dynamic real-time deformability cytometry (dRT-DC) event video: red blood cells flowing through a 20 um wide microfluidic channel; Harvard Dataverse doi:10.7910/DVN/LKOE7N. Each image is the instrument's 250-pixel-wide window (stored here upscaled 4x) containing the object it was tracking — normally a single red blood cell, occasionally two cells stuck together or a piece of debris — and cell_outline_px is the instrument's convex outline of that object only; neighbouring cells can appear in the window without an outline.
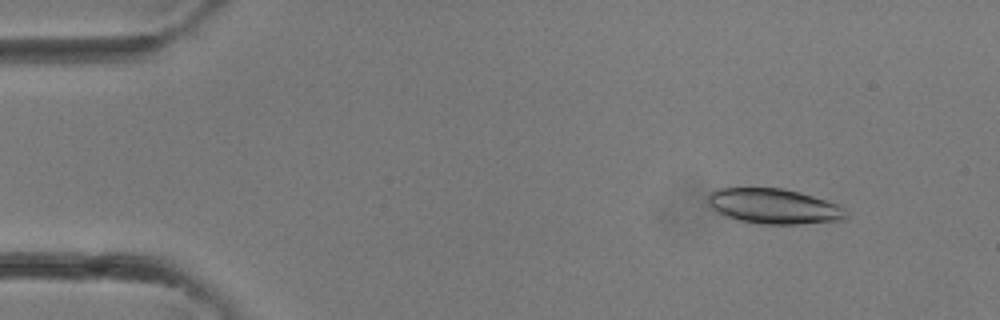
{"species": "common noctule bat (a hibernating species)", "species_latin": "Nyctalus noctula", "temperature_condition": "room temperature", "stored_images_in_passage": 24, "camera_frame_rate_fps": 3000, "um_per_image_px": 0.085, "animal": {"sex": "female"}, "frame": {"image": 1, "passage_image": 4, "time_ms": 1.0, "image_size_px": [1000, 320], "cell_outline_px": [[848, 216], [844, 220], [800, 224], [760, 224], [736, 220], [724, 216], [716, 212], [708, 204], [708, 196], [716, 188], [784, 188], [800, 192], [840, 204], [848, 212]], "centroid_in_image_um": [65.8, 17.54], "position_along_channel_um": 19.2, "area_um2": 28.73}}
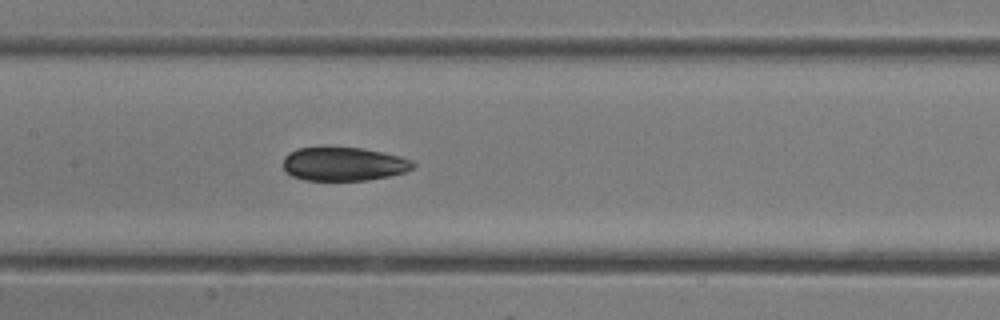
{"frame": {"image": 2, "passage_image": 16, "time_ms": 5.0, "image_size_px": [1000, 320], "cell_outline_px": [[416, 164], [412, 168], [404, 172], [388, 176], [364, 180], [304, 180], [292, 176], [284, 168], [284, 156], [288, 152], [296, 148], [324, 144], [364, 148], [400, 156], [412, 160]], "centroid_in_image_um": [29.16, 13.88], "position_along_channel_um": 178.2, "area_um2": 26.24}}
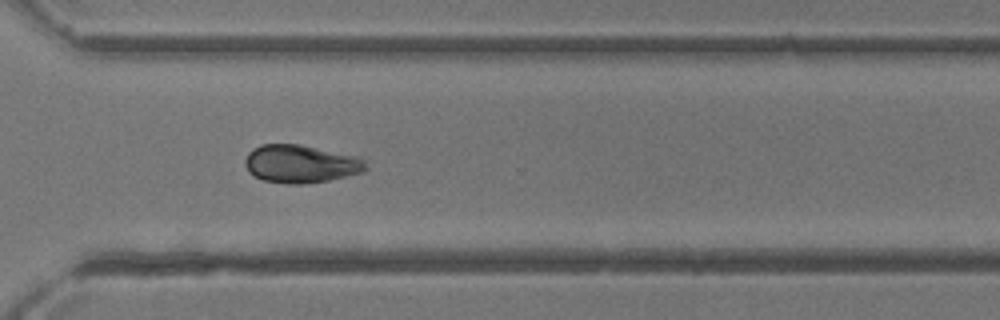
{"frame": {"image": 3, "passage_image": 24, "time_ms": 7.667, "image_size_px": [1000, 320], "cell_outline_px": [[368, 168], [360, 172], [328, 180], [304, 184], [284, 184], [264, 180], [248, 172], [244, 164], [244, 160], [248, 152], [252, 148], [260, 144], [300, 144], [356, 156], [364, 160]], "centroid_in_image_um": [25.5, 13.92], "position_along_channel_um": 345.1, "area_um2": 26.7}}